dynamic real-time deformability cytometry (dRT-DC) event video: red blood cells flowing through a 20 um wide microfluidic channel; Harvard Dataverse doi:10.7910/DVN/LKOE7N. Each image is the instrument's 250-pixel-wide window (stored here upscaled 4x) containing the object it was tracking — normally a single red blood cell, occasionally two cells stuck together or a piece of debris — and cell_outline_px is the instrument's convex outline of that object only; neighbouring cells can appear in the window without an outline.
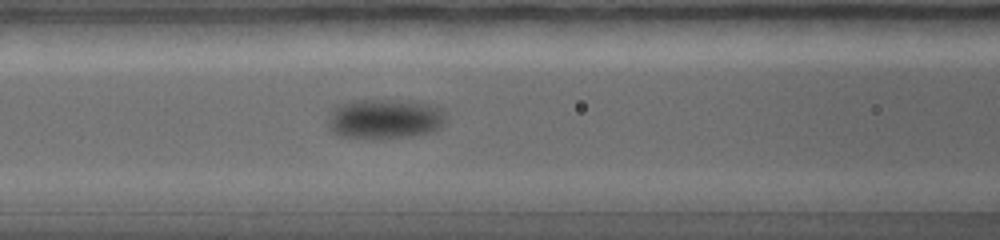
{"species": "common noctule bat (a hibernating species)", "species_latin": "Nyctalus noctula", "temperature_condition": "warm", "stored_images_in_passage": 30, "camera_frame_rate_fps": 5000, "um_per_image_px": 0.085, "animal": {"sex": "female", "body_mass_g": 19.0, "forearm_length_mm": 56.7}, "frame": {"image": 1, "passage_image": 10, "time_ms": 3.8, "image_size_px": [1000, 240], "cell_outline_px": [[440, 120], [432, 128], [424, 132], [404, 136], [356, 136], [336, 132], [332, 128], [332, 104], [348, 100], [420, 100], [436, 104], [440, 108]], "centroid_in_image_um": [32.66, 9.98], "position_along_channel_um": 133.9, "area_um2": 25.66}}
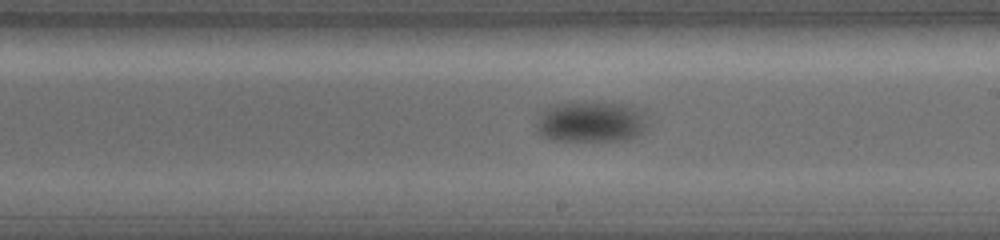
{"frame": {"image": 2, "passage_image": 15, "time_ms": 5.8, "image_size_px": [1000, 240], "cell_outline_px": [[640, 112], [636, 124], [632, 132], [628, 136], [592, 140], [556, 140], [544, 132], [540, 128], [540, 120], [544, 108], [552, 104], [568, 100], [596, 100], [636, 104]], "centroid_in_image_um": [50.06, 10.19], "position_along_channel_um": 238.9, "area_um2": 24.8}}
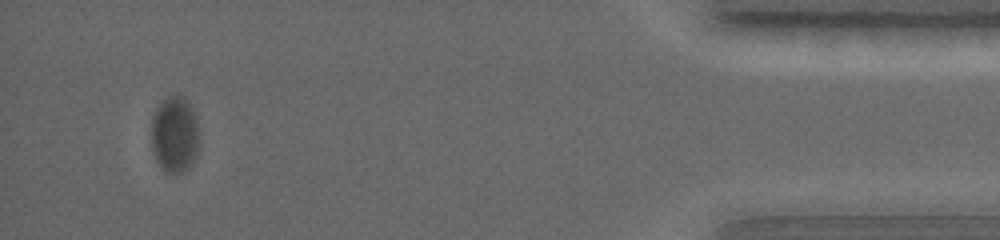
{"frame": {"image": 3, "passage_image": 27, "time_ms": 10.8, "image_size_px": [1000, 240], "cell_outline_px": [[192, 132], [188, 152], [184, 160], [180, 164], [164, 164], [156, 148], [156, 116], [160, 108], [164, 104], [172, 100], [176, 100], [184, 108], [192, 120]], "centroid_in_image_um": [14.72, 11.29], "position_along_channel_um": 420.5, "area_um2": 13.58}}